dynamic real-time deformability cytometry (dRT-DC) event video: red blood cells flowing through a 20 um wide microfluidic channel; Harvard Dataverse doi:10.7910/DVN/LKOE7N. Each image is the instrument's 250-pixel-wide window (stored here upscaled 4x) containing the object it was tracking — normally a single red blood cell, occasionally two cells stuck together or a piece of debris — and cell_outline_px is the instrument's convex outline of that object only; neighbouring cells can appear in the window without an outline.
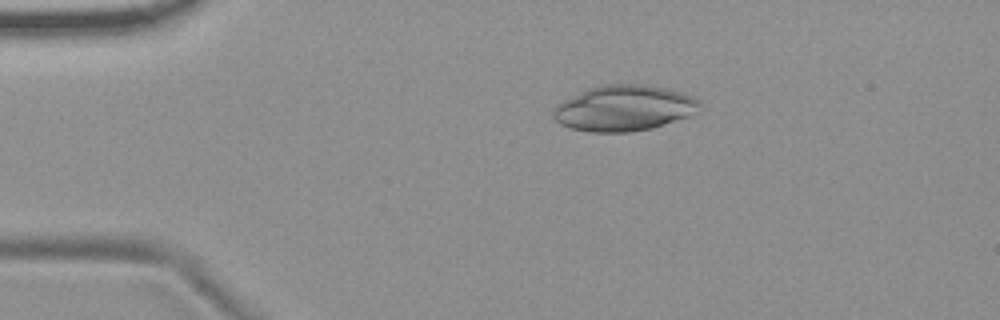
{"species": "common noctule bat (a hibernating species)", "species_latin": "Nyctalus noctula", "temperature_condition": "room temperature", "stored_images_in_passage": 53, "camera_frame_rate_fps": 3000, "um_per_image_px": 0.085, "animal": {"sex": "female", "body_mass_g": 19.9}, "frame": {"image": 1, "passage_image": 10, "time_ms": 3.0, "image_size_px": [1000, 320], "cell_outline_px": [[700, 104], [688, 116], [652, 128], [628, 132], [592, 132], [568, 128], [560, 124], [552, 116], [552, 112], [556, 104], [588, 88], [604, 84], [644, 84], [664, 88], [680, 92], [692, 96], [700, 100]], "centroid_in_image_um": [52.98, 9.19], "position_along_channel_um": 32.0, "area_um2": 38.73}}
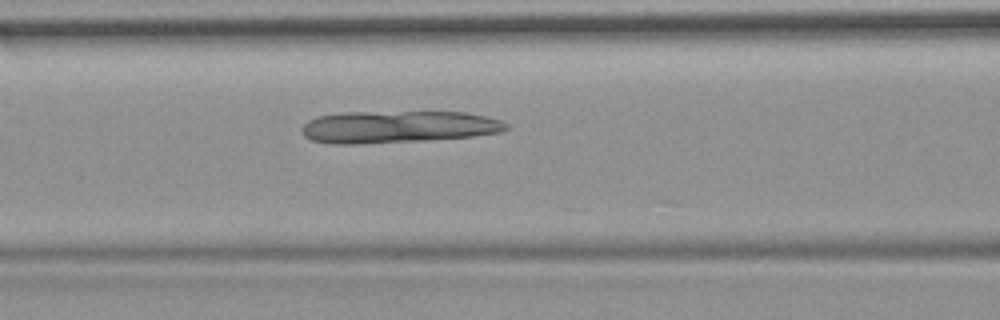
{"frame": {"image": 2, "passage_image": 22, "time_ms": 7.0, "image_size_px": [1000, 320], "cell_outline_px": [[508, 128], [504, 132], [472, 136], [424, 140], [352, 144], [336, 144], [312, 140], [304, 136], [300, 128], [308, 120], [316, 116], [344, 112], [464, 112], [488, 116], [500, 120], [508, 124]], "centroid_in_image_um": [33.83, 10.77], "position_along_channel_um": 132.8, "area_um2": 38.32}}
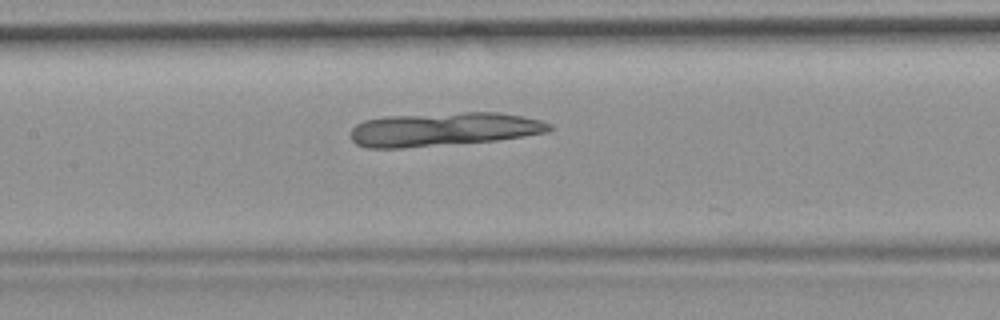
{"frame": {"image": 3, "passage_image": 25, "time_ms": 8.0, "image_size_px": [1000, 320], "cell_outline_px": [[552, 128], [548, 132], [524, 136], [496, 140], [404, 148], [368, 148], [356, 144], [352, 140], [352, 128], [356, 124], [364, 120], [384, 116], [464, 112], [500, 112], [540, 120], [552, 124]], "centroid_in_image_um": [37.69, 10.98], "position_along_channel_um": 169.7, "area_um2": 39.02}}